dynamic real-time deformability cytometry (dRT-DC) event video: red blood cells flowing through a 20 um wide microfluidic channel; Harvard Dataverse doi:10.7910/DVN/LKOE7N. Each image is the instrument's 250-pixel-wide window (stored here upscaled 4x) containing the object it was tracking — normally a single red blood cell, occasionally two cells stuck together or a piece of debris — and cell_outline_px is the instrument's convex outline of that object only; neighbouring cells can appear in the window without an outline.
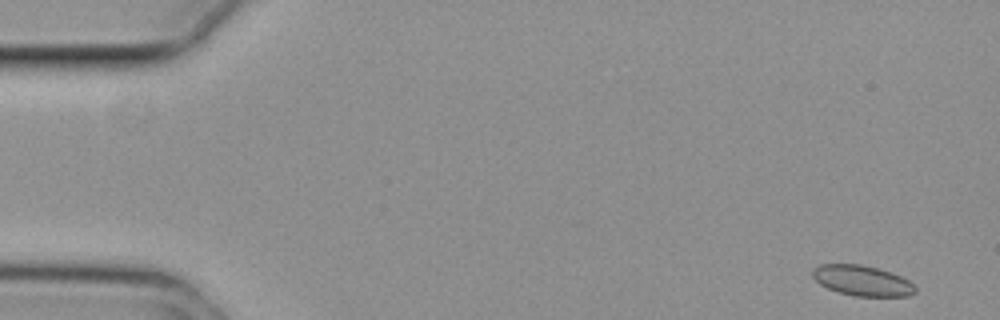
{"species": "common noctule bat (a hibernating species)", "species_latin": "Nyctalus noctula", "temperature_condition": "cold", "stored_images_in_passage": 54, "camera_frame_rate_fps": 3000, "um_per_image_px": 0.085, "animal": {"sex": "female", "body_mass_g": 29.2, "forearm_length_mm": 56.3}, "frame": {"image": 1, "passage_image": 1, "time_ms": 0.0, "image_size_px": [1000, 320], "cell_outline_px": [[916, 292], [908, 296], [856, 296], [840, 292], [828, 288], [820, 284], [812, 276], [812, 268], [820, 264], [860, 264], [880, 268], [892, 272], [908, 280], [916, 288]], "centroid_in_image_um": [73.28, 23.84], "position_along_channel_um": 11.7, "area_um2": 18.21}}
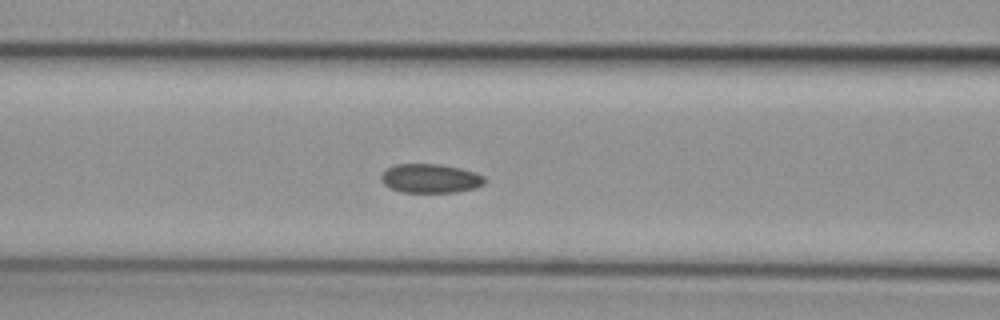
{"frame": {"image": 2, "passage_image": 21, "time_ms": 6.667, "image_size_px": [1000, 320], "cell_outline_px": [[488, 180], [484, 184], [476, 188], [456, 192], [400, 192], [384, 184], [380, 180], [380, 176], [388, 168], [396, 164], [440, 164], [460, 168], [484, 176]], "centroid_in_image_um": [36.6, 15.17], "position_along_channel_um": 130.0, "area_um2": 17.51}}
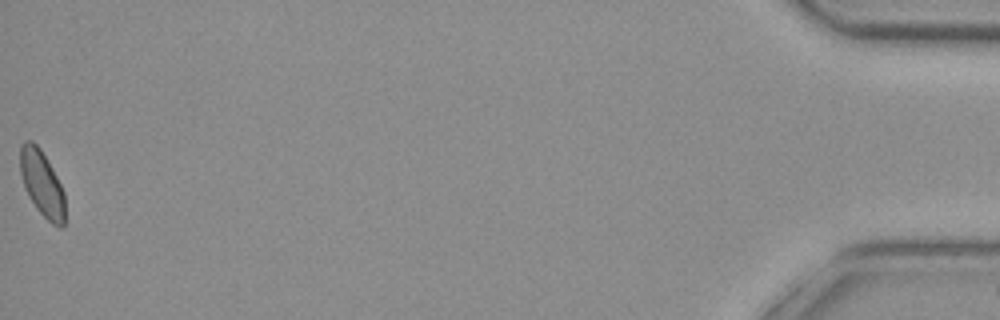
{"frame": {"image": 3, "passage_image": 54, "time_ms": 17.667, "image_size_px": [1000, 320], "cell_outline_px": [[64, 224], [60, 228], [52, 224], [36, 208], [28, 196], [24, 188], [20, 172], [20, 144], [24, 140], [32, 140], [40, 148], [52, 168], [64, 192]], "centroid_in_image_um": [3.54, 15.57], "position_along_channel_um": 431.7, "area_um2": 17.17}, "authors_computed_cell_mechanics": {"area_um2": 17.8891, "velocity_mm_per_s": 3.7126, "shape_relaxation_time_tau1_ms": null, "shape_relaxation_time_tau2_ms": 4.9278, "deformation_change_tau1": null, "deformation_change_tau2": 0.0539}}